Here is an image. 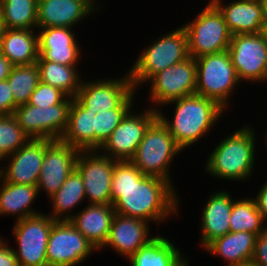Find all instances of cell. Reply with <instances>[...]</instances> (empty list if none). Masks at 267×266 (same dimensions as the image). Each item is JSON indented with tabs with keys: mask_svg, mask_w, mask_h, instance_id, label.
I'll return each mask as SVG.
<instances>
[{
	"mask_svg": "<svg viewBox=\"0 0 267 266\" xmlns=\"http://www.w3.org/2000/svg\"><path fill=\"white\" fill-rule=\"evenodd\" d=\"M159 235L128 259L131 266H179L186 259L175 243Z\"/></svg>",
	"mask_w": 267,
	"mask_h": 266,
	"instance_id": "obj_28",
	"label": "cell"
},
{
	"mask_svg": "<svg viewBox=\"0 0 267 266\" xmlns=\"http://www.w3.org/2000/svg\"><path fill=\"white\" fill-rule=\"evenodd\" d=\"M235 266H256L252 261L250 262H246V263H243V264H238V265H235Z\"/></svg>",
	"mask_w": 267,
	"mask_h": 266,
	"instance_id": "obj_43",
	"label": "cell"
},
{
	"mask_svg": "<svg viewBox=\"0 0 267 266\" xmlns=\"http://www.w3.org/2000/svg\"><path fill=\"white\" fill-rule=\"evenodd\" d=\"M72 100L67 96L61 103L48 107L21 104L13 115L30 139H61L68 126Z\"/></svg>",
	"mask_w": 267,
	"mask_h": 266,
	"instance_id": "obj_8",
	"label": "cell"
},
{
	"mask_svg": "<svg viewBox=\"0 0 267 266\" xmlns=\"http://www.w3.org/2000/svg\"><path fill=\"white\" fill-rule=\"evenodd\" d=\"M29 139L13 114L0 116V153L5 158L20 149Z\"/></svg>",
	"mask_w": 267,
	"mask_h": 266,
	"instance_id": "obj_35",
	"label": "cell"
},
{
	"mask_svg": "<svg viewBox=\"0 0 267 266\" xmlns=\"http://www.w3.org/2000/svg\"><path fill=\"white\" fill-rule=\"evenodd\" d=\"M101 10L96 0H38L37 29L73 28L78 22Z\"/></svg>",
	"mask_w": 267,
	"mask_h": 266,
	"instance_id": "obj_18",
	"label": "cell"
},
{
	"mask_svg": "<svg viewBox=\"0 0 267 266\" xmlns=\"http://www.w3.org/2000/svg\"><path fill=\"white\" fill-rule=\"evenodd\" d=\"M263 4L264 28L267 29V0H261Z\"/></svg>",
	"mask_w": 267,
	"mask_h": 266,
	"instance_id": "obj_42",
	"label": "cell"
},
{
	"mask_svg": "<svg viewBox=\"0 0 267 266\" xmlns=\"http://www.w3.org/2000/svg\"><path fill=\"white\" fill-rule=\"evenodd\" d=\"M5 160V157L0 153V162H3ZM1 164H0V168H1Z\"/></svg>",
	"mask_w": 267,
	"mask_h": 266,
	"instance_id": "obj_45",
	"label": "cell"
},
{
	"mask_svg": "<svg viewBox=\"0 0 267 266\" xmlns=\"http://www.w3.org/2000/svg\"><path fill=\"white\" fill-rule=\"evenodd\" d=\"M156 118L157 110L152 107L140 114L131 110L98 151L116 161H130L145 131Z\"/></svg>",
	"mask_w": 267,
	"mask_h": 266,
	"instance_id": "obj_14",
	"label": "cell"
},
{
	"mask_svg": "<svg viewBox=\"0 0 267 266\" xmlns=\"http://www.w3.org/2000/svg\"><path fill=\"white\" fill-rule=\"evenodd\" d=\"M172 184L144 175L131 161H117L111 184V205L117 214L160 224L177 216L180 210Z\"/></svg>",
	"mask_w": 267,
	"mask_h": 266,
	"instance_id": "obj_1",
	"label": "cell"
},
{
	"mask_svg": "<svg viewBox=\"0 0 267 266\" xmlns=\"http://www.w3.org/2000/svg\"><path fill=\"white\" fill-rule=\"evenodd\" d=\"M211 2L223 14L232 36L257 34L265 31L261 0H235L225 5L223 0H212Z\"/></svg>",
	"mask_w": 267,
	"mask_h": 266,
	"instance_id": "obj_21",
	"label": "cell"
},
{
	"mask_svg": "<svg viewBox=\"0 0 267 266\" xmlns=\"http://www.w3.org/2000/svg\"><path fill=\"white\" fill-rule=\"evenodd\" d=\"M17 106L8 80L0 81V116L13 114Z\"/></svg>",
	"mask_w": 267,
	"mask_h": 266,
	"instance_id": "obj_37",
	"label": "cell"
},
{
	"mask_svg": "<svg viewBox=\"0 0 267 266\" xmlns=\"http://www.w3.org/2000/svg\"><path fill=\"white\" fill-rule=\"evenodd\" d=\"M12 68V63L5 56L0 54V81L8 78Z\"/></svg>",
	"mask_w": 267,
	"mask_h": 266,
	"instance_id": "obj_41",
	"label": "cell"
},
{
	"mask_svg": "<svg viewBox=\"0 0 267 266\" xmlns=\"http://www.w3.org/2000/svg\"><path fill=\"white\" fill-rule=\"evenodd\" d=\"M148 82L149 101L155 103L151 107L155 110L161 109L172 100L195 94L196 61L189 56L186 60L158 72Z\"/></svg>",
	"mask_w": 267,
	"mask_h": 266,
	"instance_id": "obj_11",
	"label": "cell"
},
{
	"mask_svg": "<svg viewBox=\"0 0 267 266\" xmlns=\"http://www.w3.org/2000/svg\"><path fill=\"white\" fill-rule=\"evenodd\" d=\"M188 57V38L183 26L159 36L143 48L132 68H129L128 73L134 90L137 91L143 84H147L158 72Z\"/></svg>",
	"mask_w": 267,
	"mask_h": 266,
	"instance_id": "obj_4",
	"label": "cell"
},
{
	"mask_svg": "<svg viewBox=\"0 0 267 266\" xmlns=\"http://www.w3.org/2000/svg\"><path fill=\"white\" fill-rule=\"evenodd\" d=\"M69 27L37 29L38 60L53 61L66 66H78L81 58L80 46L75 31Z\"/></svg>",
	"mask_w": 267,
	"mask_h": 266,
	"instance_id": "obj_19",
	"label": "cell"
},
{
	"mask_svg": "<svg viewBox=\"0 0 267 266\" xmlns=\"http://www.w3.org/2000/svg\"><path fill=\"white\" fill-rule=\"evenodd\" d=\"M149 222L132 217L115 214L112 226L104 247H111L121 257L129 259L141 247L156 236H150Z\"/></svg>",
	"mask_w": 267,
	"mask_h": 266,
	"instance_id": "obj_20",
	"label": "cell"
},
{
	"mask_svg": "<svg viewBox=\"0 0 267 266\" xmlns=\"http://www.w3.org/2000/svg\"><path fill=\"white\" fill-rule=\"evenodd\" d=\"M94 251L95 247L70 221H56L48 237L47 266H77Z\"/></svg>",
	"mask_w": 267,
	"mask_h": 266,
	"instance_id": "obj_13",
	"label": "cell"
},
{
	"mask_svg": "<svg viewBox=\"0 0 267 266\" xmlns=\"http://www.w3.org/2000/svg\"><path fill=\"white\" fill-rule=\"evenodd\" d=\"M229 221L230 232L245 231L256 234L257 236L260 235L267 226V221L258 211L253 197L235 200L233 202Z\"/></svg>",
	"mask_w": 267,
	"mask_h": 266,
	"instance_id": "obj_32",
	"label": "cell"
},
{
	"mask_svg": "<svg viewBox=\"0 0 267 266\" xmlns=\"http://www.w3.org/2000/svg\"><path fill=\"white\" fill-rule=\"evenodd\" d=\"M195 61V94L215 100L224 109L229 108L231 93L241 82L228 51L202 55Z\"/></svg>",
	"mask_w": 267,
	"mask_h": 266,
	"instance_id": "obj_6",
	"label": "cell"
},
{
	"mask_svg": "<svg viewBox=\"0 0 267 266\" xmlns=\"http://www.w3.org/2000/svg\"><path fill=\"white\" fill-rule=\"evenodd\" d=\"M251 261L256 266H267V226L256 238L254 254Z\"/></svg>",
	"mask_w": 267,
	"mask_h": 266,
	"instance_id": "obj_38",
	"label": "cell"
},
{
	"mask_svg": "<svg viewBox=\"0 0 267 266\" xmlns=\"http://www.w3.org/2000/svg\"><path fill=\"white\" fill-rule=\"evenodd\" d=\"M188 38L189 56L196 59L206 54L227 51L232 34L223 14L209 1L195 19L183 25Z\"/></svg>",
	"mask_w": 267,
	"mask_h": 266,
	"instance_id": "obj_7",
	"label": "cell"
},
{
	"mask_svg": "<svg viewBox=\"0 0 267 266\" xmlns=\"http://www.w3.org/2000/svg\"><path fill=\"white\" fill-rule=\"evenodd\" d=\"M36 29H4L2 30L1 54L13 66L31 65L37 62L38 35Z\"/></svg>",
	"mask_w": 267,
	"mask_h": 266,
	"instance_id": "obj_25",
	"label": "cell"
},
{
	"mask_svg": "<svg viewBox=\"0 0 267 266\" xmlns=\"http://www.w3.org/2000/svg\"><path fill=\"white\" fill-rule=\"evenodd\" d=\"M38 0H0L1 26L4 29L37 28Z\"/></svg>",
	"mask_w": 267,
	"mask_h": 266,
	"instance_id": "obj_31",
	"label": "cell"
},
{
	"mask_svg": "<svg viewBox=\"0 0 267 266\" xmlns=\"http://www.w3.org/2000/svg\"><path fill=\"white\" fill-rule=\"evenodd\" d=\"M129 73L123 78L82 81L76 99L94 113L116 109L132 92Z\"/></svg>",
	"mask_w": 267,
	"mask_h": 266,
	"instance_id": "obj_17",
	"label": "cell"
},
{
	"mask_svg": "<svg viewBox=\"0 0 267 266\" xmlns=\"http://www.w3.org/2000/svg\"><path fill=\"white\" fill-rule=\"evenodd\" d=\"M38 196L37 186L8 183L0 178V216L13 215L18 221L42 213L32 206Z\"/></svg>",
	"mask_w": 267,
	"mask_h": 266,
	"instance_id": "obj_26",
	"label": "cell"
},
{
	"mask_svg": "<svg viewBox=\"0 0 267 266\" xmlns=\"http://www.w3.org/2000/svg\"><path fill=\"white\" fill-rule=\"evenodd\" d=\"M49 199L52 212L48 215L56 221H69L73 217L75 206L86 200L84 183L79 172L74 169L61 188Z\"/></svg>",
	"mask_w": 267,
	"mask_h": 266,
	"instance_id": "obj_29",
	"label": "cell"
},
{
	"mask_svg": "<svg viewBox=\"0 0 267 266\" xmlns=\"http://www.w3.org/2000/svg\"><path fill=\"white\" fill-rule=\"evenodd\" d=\"M181 151L182 148L157 117L145 131L130 161L144 175L159 177L171 183L170 164Z\"/></svg>",
	"mask_w": 267,
	"mask_h": 266,
	"instance_id": "obj_5",
	"label": "cell"
},
{
	"mask_svg": "<svg viewBox=\"0 0 267 266\" xmlns=\"http://www.w3.org/2000/svg\"><path fill=\"white\" fill-rule=\"evenodd\" d=\"M3 28L1 26V17H0V32H2Z\"/></svg>",
	"mask_w": 267,
	"mask_h": 266,
	"instance_id": "obj_47",
	"label": "cell"
},
{
	"mask_svg": "<svg viewBox=\"0 0 267 266\" xmlns=\"http://www.w3.org/2000/svg\"><path fill=\"white\" fill-rule=\"evenodd\" d=\"M257 235L250 232H230L209 243L205 251L221 257L227 266H235L252 260Z\"/></svg>",
	"mask_w": 267,
	"mask_h": 266,
	"instance_id": "obj_24",
	"label": "cell"
},
{
	"mask_svg": "<svg viewBox=\"0 0 267 266\" xmlns=\"http://www.w3.org/2000/svg\"><path fill=\"white\" fill-rule=\"evenodd\" d=\"M257 196H253V199L256 203L258 211L261 213L262 217L267 221V181L261 187Z\"/></svg>",
	"mask_w": 267,
	"mask_h": 266,
	"instance_id": "obj_40",
	"label": "cell"
},
{
	"mask_svg": "<svg viewBox=\"0 0 267 266\" xmlns=\"http://www.w3.org/2000/svg\"><path fill=\"white\" fill-rule=\"evenodd\" d=\"M55 222L47 213H40L14 223L12 232L18 248L13 247V251L19 266H47V242Z\"/></svg>",
	"mask_w": 267,
	"mask_h": 266,
	"instance_id": "obj_9",
	"label": "cell"
},
{
	"mask_svg": "<svg viewBox=\"0 0 267 266\" xmlns=\"http://www.w3.org/2000/svg\"><path fill=\"white\" fill-rule=\"evenodd\" d=\"M189 262L188 258L186 257V259L179 265V266H189Z\"/></svg>",
	"mask_w": 267,
	"mask_h": 266,
	"instance_id": "obj_44",
	"label": "cell"
},
{
	"mask_svg": "<svg viewBox=\"0 0 267 266\" xmlns=\"http://www.w3.org/2000/svg\"><path fill=\"white\" fill-rule=\"evenodd\" d=\"M79 152L80 150L64 143L61 139L52 140L45 147L37 183L39 195L44 191L49 199L61 188L66 178L75 169Z\"/></svg>",
	"mask_w": 267,
	"mask_h": 266,
	"instance_id": "obj_15",
	"label": "cell"
},
{
	"mask_svg": "<svg viewBox=\"0 0 267 266\" xmlns=\"http://www.w3.org/2000/svg\"><path fill=\"white\" fill-rule=\"evenodd\" d=\"M51 141L29 139L20 149L5 158L8 163L0 168V178L8 183L37 186L45 147Z\"/></svg>",
	"mask_w": 267,
	"mask_h": 266,
	"instance_id": "obj_16",
	"label": "cell"
},
{
	"mask_svg": "<svg viewBox=\"0 0 267 266\" xmlns=\"http://www.w3.org/2000/svg\"><path fill=\"white\" fill-rule=\"evenodd\" d=\"M7 80L12 89L14 102L18 106L28 103L31 94L40 82L38 66L36 63L13 66Z\"/></svg>",
	"mask_w": 267,
	"mask_h": 266,
	"instance_id": "obj_34",
	"label": "cell"
},
{
	"mask_svg": "<svg viewBox=\"0 0 267 266\" xmlns=\"http://www.w3.org/2000/svg\"><path fill=\"white\" fill-rule=\"evenodd\" d=\"M66 97L67 95L60 89L39 82L31 94L28 104L37 107L54 106L61 103Z\"/></svg>",
	"mask_w": 267,
	"mask_h": 266,
	"instance_id": "obj_36",
	"label": "cell"
},
{
	"mask_svg": "<svg viewBox=\"0 0 267 266\" xmlns=\"http://www.w3.org/2000/svg\"><path fill=\"white\" fill-rule=\"evenodd\" d=\"M96 113L85 108L73 98L68 126L61 140L78 150H94V117Z\"/></svg>",
	"mask_w": 267,
	"mask_h": 266,
	"instance_id": "obj_27",
	"label": "cell"
},
{
	"mask_svg": "<svg viewBox=\"0 0 267 266\" xmlns=\"http://www.w3.org/2000/svg\"><path fill=\"white\" fill-rule=\"evenodd\" d=\"M206 201L202 210V220L200 223L202 248L216 238L230 233V216L233 207V200L230 192L225 190L216 191Z\"/></svg>",
	"mask_w": 267,
	"mask_h": 266,
	"instance_id": "obj_22",
	"label": "cell"
},
{
	"mask_svg": "<svg viewBox=\"0 0 267 266\" xmlns=\"http://www.w3.org/2000/svg\"><path fill=\"white\" fill-rule=\"evenodd\" d=\"M240 82L267 81V34L233 35L228 48Z\"/></svg>",
	"mask_w": 267,
	"mask_h": 266,
	"instance_id": "obj_10",
	"label": "cell"
},
{
	"mask_svg": "<svg viewBox=\"0 0 267 266\" xmlns=\"http://www.w3.org/2000/svg\"><path fill=\"white\" fill-rule=\"evenodd\" d=\"M175 104V112L172 120L164 115L161 109L157 110V117L170 131L176 143L182 148L193 146L213 128L220 117L224 115V109L213 99L192 94L172 100L164 106Z\"/></svg>",
	"mask_w": 267,
	"mask_h": 266,
	"instance_id": "obj_2",
	"label": "cell"
},
{
	"mask_svg": "<svg viewBox=\"0 0 267 266\" xmlns=\"http://www.w3.org/2000/svg\"><path fill=\"white\" fill-rule=\"evenodd\" d=\"M40 82L60 89L68 97L76 98L82 84L77 66H66L48 60H37Z\"/></svg>",
	"mask_w": 267,
	"mask_h": 266,
	"instance_id": "obj_30",
	"label": "cell"
},
{
	"mask_svg": "<svg viewBox=\"0 0 267 266\" xmlns=\"http://www.w3.org/2000/svg\"><path fill=\"white\" fill-rule=\"evenodd\" d=\"M113 205L88 204L69 220L95 247L102 250L107 241L115 216Z\"/></svg>",
	"mask_w": 267,
	"mask_h": 266,
	"instance_id": "obj_23",
	"label": "cell"
},
{
	"mask_svg": "<svg viewBox=\"0 0 267 266\" xmlns=\"http://www.w3.org/2000/svg\"><path fill=\"white\" fill-rule=\"evenodd\" d=\"M0 266H19L13 247L0 237Z\"/></svg>",
	"mask_w": 267,
	"mask_h": 266,
	"instance_id": "obj_39",
	"label": "cell"
},
{
	"mask_svg": "<svg viewBox=\"0 0 267 266\" xmlns=\"http://www.w3.org/2000/svg\"><path fill=\"white\" fill-rule=\"evenodd\" d=\"M116 162L98 150H80L75 169L83 179L88 204H111V184Z\"/></svg>",
	"mask_w": 267,
	"mask_h": 266,
	"instance_id": "obj_12",
	"label": "cell"
},
{
	"mask_svg": "<svg viewBox=\"0 0 267 266\" xmlns=\"http://www.w3.org/2000/svg\"><path fill=\"white\" fill-rule=\"evenodd\" d=\"M1 39H2V32H0V54H1Z\"/></svg>",
	"mask_w": 267,
	"mask_h": 266,
	"instance_id": "obj_46",
	"label": "cell"
},
{
	"mask_svg": "<svg viewBox=\"0 0 267 266\" xmlns=\"http://www.w3.org/2000/svg\"><path fill=\"white\" fill-rule=\"evenodd\" d=\"M255 128L249 125L237 129L231 135L223 138L212 153L207 157L204 166L206 173L215 178L225 180L245 181L252 177L256 139Z\"/></svg>",
	"mask_w": 267,
	"mask_h": 266,
	"instance_id": "obj_3",
	"label": "cell"
},
{
	"mask_svg": "<svg viewBox=\"0 0 267 266\" xmlns=\"http://www.w3.org/2000/svg\"><path fill=\"white\" fill-rule=\"evenodd\" d=\"M134 90L116 109L97 112L94 117V150L105 143L124 117L134 109Z\"/></svg>",
	"mask_w": 267,
	"mask_h": 266,
	"instance_id": "obj_33",
	"label": "cell"
}]
</instances>
